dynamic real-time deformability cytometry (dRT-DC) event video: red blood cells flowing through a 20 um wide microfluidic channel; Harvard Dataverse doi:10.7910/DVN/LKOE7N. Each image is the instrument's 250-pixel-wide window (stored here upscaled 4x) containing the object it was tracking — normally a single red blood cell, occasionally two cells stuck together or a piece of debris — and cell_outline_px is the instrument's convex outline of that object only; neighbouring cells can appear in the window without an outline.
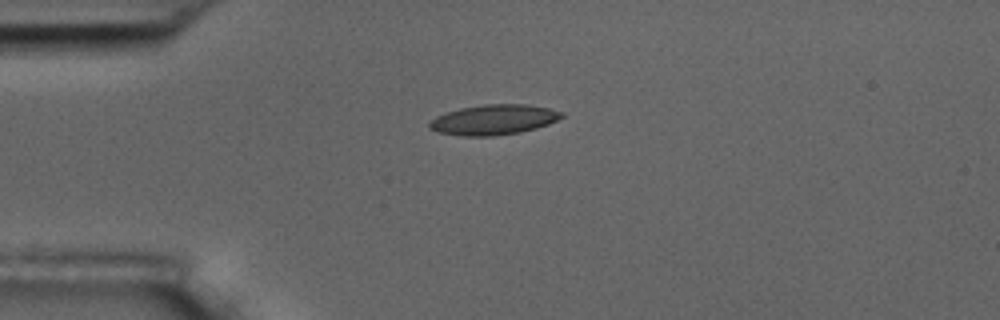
{"species": "common noctule bat (a hibernating species)", "species_latin": "Nyctalus noctula", "temperature_condition": "room temperature", "stored_images_in_passage": 4, "camera_frame_rate_fps": 3000, "um_per_image_px": 0.085, "animal": {"sex": "male", "body_mass_g": 17.5, "forearm_length_mm": 52.3}, "frame": {"image": 1, "passage_image": 1, "time_ms": 0.0, "image_size_px": [1000, 320], "cell_outline_px": [[564, 116], [548, 124], [536, 128], [520, 132], [492, 136], [464, 136], [436, 132], [428, 128], [428, 124], [436, 116], [444, 112], [460, 108], [484, 104], [528, 104], [548, 108], [564, 112]], "centroid_in_image_um": [41.94, 10.17], "position_along_channel_um": 43.1, "area_um2": 23.35}}